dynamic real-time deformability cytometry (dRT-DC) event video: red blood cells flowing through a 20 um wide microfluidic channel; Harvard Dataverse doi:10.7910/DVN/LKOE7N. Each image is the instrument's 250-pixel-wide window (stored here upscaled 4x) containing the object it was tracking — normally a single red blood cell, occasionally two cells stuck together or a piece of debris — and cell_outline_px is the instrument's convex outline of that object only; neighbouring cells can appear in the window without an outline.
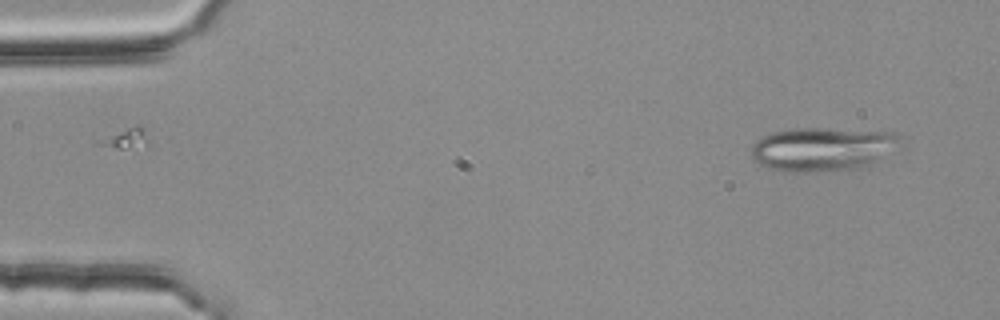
{"species": "common noctule bat (a hibernating species)", "species_latin": "Nyctalus noctula", "temperature_condition": "room temperature", "stored_images_in_passage": 3, "camera_frame_rate_fps": 3000, "um_per_image_px": 0.085, "animal": {"sex": "female", "body_mass_g": 25.1}, "frame": {"image": 1, "passage_image": 3, "time_ms": 0.667, "image_size_px": [1000, 320], "cell_outline_px": [[892, 136], [876, 160], [856, 168], [804, 172], [792, 172], [768, 168], [760, 164], [748, 152], [752, 144], [756, 140], [772, 132], [792, 128], [820, 128], [892, 132]], "centroid_in_image_um": [69.58, 12.67], "position_along_channel_um": 15.4, "area_um2": 35.95}}